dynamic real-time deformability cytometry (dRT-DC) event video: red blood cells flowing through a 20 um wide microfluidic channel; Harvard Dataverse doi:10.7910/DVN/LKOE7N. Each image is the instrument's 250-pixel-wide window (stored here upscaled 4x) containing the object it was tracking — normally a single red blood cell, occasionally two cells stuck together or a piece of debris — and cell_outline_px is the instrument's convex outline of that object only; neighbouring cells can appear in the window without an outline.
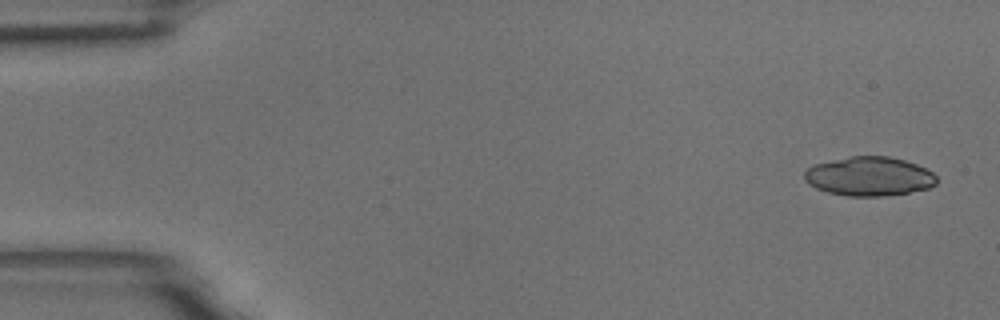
{"species": "common noctule bat (a hibernating species)", "species_latin": "Nyctalus noctula", "temperature_condition": "room temperature", "stored_images_in_passage": 5, "camera_frame_rate_fps": 3000, "um_per_image_px": 0.085, "animal": {"sex": "male", "body_mass_g": 18.8}, "frame": {"image": 1, "passage_image": 1, "time_ms": 0.0, "image_size_px": [1000, 320], "cell_outline_px": [[936, 184], [928, 188], [908, 192], [884, 196], [848, 196], [828, 192], [816, 188], [808, 184], [804, 180], [804, 172], [808, 168], [816, 164], [832, 160], [852, 156], [888, 156], [904, 160], [916, 164], [932, 172], [936, 176]], "centroid_in_image_um": [73.87, 14.99], "position_along_channel_um": 11.1, "area_um2": 29.94}}